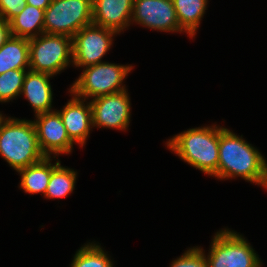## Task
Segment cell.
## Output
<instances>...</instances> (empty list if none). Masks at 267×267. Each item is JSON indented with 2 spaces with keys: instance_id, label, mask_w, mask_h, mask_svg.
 Here are the masks:
<instances>
[{
  "instance_id": "6da1fadb",
  "label": "cell",
  "mask_w": 267,
  "mask_h": 267,
  "mask_svg": "<svg viewBox=\"0 0 267 267\" xmlns=\"http://www.w3.org/2000/svg\"><path fill=\"white\" fill-rule=\"evenodd\" d=\"M236 177L266 189L267 161L242 135L219 126L218 179Z\"/></svg>"
},
{
  "instance_id": "7a4b0ae2",
  "label": "cell",
  "mask_w": 267,
  "mask_h": 267,
  "mask_svg": "<svg viewBox=\"0 0 267 267\" xmlns=\"http://www.w3.org/2000/svg\"><path fill=\"white\" fill-rule=\"evenodd\" d=\"M166 142L181 160L218 179L219 126L187 129Z\"/></svg>"
},
{
  "instance_id": "3957f363",
  "label": "cell",
  "mask_w": 267,
  "mask_h": 267,
  "mask_svg": "<svg viewBox=\"0 0 267 267\" xmlns=\"http://www.w3.org/2000/svg\"><path fill=\"white\" fill-rule=\"evenodd\" d=\"M0 156L19 171L42 160L33 121L6 117L0 124Z\"/></svg>"
},
{
  "instance_id": "277c9868",
  "label": "cell",
  "mask_w": 267,
  "mask_h": 267,
  "mask_svg": "<svg viewBox=\"0 0 267 267\" xmlns=\"http://www.w3.org/2000/svg\"><path fill=\"white\" fill-rule=\"evenodd\" d=\"M133 66L101 62L83 68V72L72 84L69 92L89 100L103 95L118 93L126 89L123 81Z\"/></svg>"
},
{
  "instance_id": "5b68a950",
  "label": "cell",
  "mask_w": 267,
  "mask_h": 267,
  "mask_svg": "<svg viewBox=\"0 0 267 267\" xmlns=\"http://www.w3.org/2000/svg\"><path fill=\"white\" fill-rule=\"evenodd\" d=\"M71 64L73 38L42 33L29 39V70L54 76Z\"/></svg>"
},
{
  "instance_id": "8992f818",
  "label": "cell",
  "mask_w": 267,
  "mask_h": 267,
  "mask_svg": "<svg viewBox=\"0 0 267 267\" xmlns=\"http://www.w3.org/2000/svg\"><path fill=\"white\" fill-rule=\"evenodd\" d=\"M207 259L209 267H262L257 253L239 233L227 228L215 233Z\"/></svg>"
},
{
  "instance_id": "52a82bcc",
  "label": "cell",
  "mask_w": 267,
  "mask_h": 267,
  "mask_svg": "<svg viewBox=\"0 0 267 267\" xmlns=\"http://www.w3.org/2000/svg\"><path fill=\"white\" fill-rule=\"evenodd\" d=\"M93 23L92 0H52L45 9L44 33L71 38Z\"/></svg>"
},
{
  "instance_id": "ba28073f",
  "label": "cell",
  "mask_w": 267,
  "mask_h": 267,
  "mask_svg": "<svg viewBox=\"0 0 267 267\" xmlns=\"http://www.w3.org/2000/svg\"><path fill=\"white\" fill-rule=\"evenodd\" d=\"M116 34L114 30L93 23L83 27L73 37V65L85 68L101 63Z\"/></svg>"
},
{
  "instance_id": "9c48e42d",
  "label": "cell",
  "mask_w": 267,
  "mask_h": 267,
  "mask_svg": "<svg viewBox=\"0 0 267 267\" xmlns=\"http://www.w3.org/2000/svg\"><path fill=\"white\" fill-rule=\"evenodd\" d=\"M127 92L124 90L93 98L90 101L92 127L127 130L131 117V103Z\"/></svg>"
},
{
  "instance_id": "30bf717a",
  "label": "cell",
  "mask_w": 267,
  "mask_h": 267,
  "mask_svg": "<svg viewBox=\"0 0 267 267\" xmlns=\"http://www.w3.org/2000/svg\"><path fill=\"white\" fill-rule=\"evenodd\" d=\"M33 123L41 152L46 157L54 158L61 154H70L74 142L69 138L58 111L53 110L35 115Z\"/></svg>"
},
{
  "instance_id": "8fae6325",
  "label": "cell",
  "mask_w": 267,
  "mask_h": 267,
  "mask_svg": "<svg viewBox=\"0 0 267 267\" xmlns=\"http://www.w3.org/2000/svg\"><path fill=\"white\" fill-rule=\"evenodd\" d=\"M131 22L161 32H183L172 0H134Z\"/></svg>"
},
{
  "instance_id": "7c38bea8",
  "label": "cell",
  "mask_w": 267,
  "mask_h": 267,
  "mask_svg": "<svg viewBox=\"0 0 267 267\" xmlns=\"http://www.w3.org/2000/svg\"><path fill=\"white\" fill-rule=\"evenodd\" d=\"M73 95V96H72ZM72 98L57 110L62 118L69 138L81 147L86 143L92 130V109L90 102L71 93ZM86 102V103H84Z\"/></svg>"
},
{
  "instance_id": "4fadbf2b",
  "label": "cell",
  "mask_w": 267,
  "mask_h": 267,
  "mask_svg": "<svg viewBox=\"0 0 267 267\" xmlns=\"http://www.w3.org/2000/svg\"><path fill=\"white\" fill-rule=\"evenodd\" d=\"M134 0H92L93 24L118 34L129 27Z\"/></svg>"
},
{
  "instance_id": "5bb4252c",
  "label": "cell",
  "mask_w": 267,
  "mask_h": 267,
  "mask_svg": "<svg viewBox=\"0 0 267 267\" xmlns=\"http://www.w3.org/2000/svg\"><path fill=\"white\" fill-rule=\"evenodd\" d=\"M52 77L32 70H27L25 74L21 95L28 100L35 115L53 111V92L49 80Z\"/></svg>"
},
{
  "instance_id": "9a60e30c",
  "label": "cell",
  "mask_w": 267,
  "mask_h": 267,
  "mask_svg": "<svg viewBox=\"0 0 267 267\" xmlns=\"http://www.w3.org/2000/svg\"><path fill=\"white\" fill-rule=\"evenodd\" d=\"M44 14L45 10L27 4L8 22L11 35L26 39L41 35L44 33Z\"/></svg>"
},
{
  "instance_id": "2e32d148",
  "label": "cell",
  "mask_w": 267,
  "mask_h": 267,
  "mask_svg": "<svg viewBox=\"0 0 267 267\" xmlns=\"http://www.w3.org/2000/svg\"><path fill=\"white\" fill-rule=\"evenodd\" d=\"M14 69H29V39L11 35L0 47V75Z\"/></svg>"
},
{
  "instance_id": "e0dca14e",
  "label": "cell",
  "mask_w": 267,
  "mask_h": 267,
  "mask_svg": "<svg viewBox=\"0 0 267 267\" xmlns=\"http://www.w3.org/2000/svg\"><path fill=\"white\" fill-rule=\"evenodd\" d=\"M18 174L21 175L19 187L24 192L45 195L52 174V159L45 156L39 162L19 170Z\"/></svg>"
},
{
  "instance_id": "ac0fdd59",
  "label": "cell",
  "mask_w": 267,
  "mask_h": 267,
  "mask_svg": "<svg viewBox=\"0 0 267 267\" xmlns=\"http://www.w3.org/2000/svg\"><path fill=\"white\" fill-rule=\"evenodd\" d=\"M176 10L180 29L187 33L191 39L196 35L208 0H172Z\"/></svg>"
},
{
  "instance_id": "d6986e66",
  "label": "cell",
  "mask_w": 267,
  "mask_h": 267,
  "mask_svg": "<svg viewBox=\"0 0 267 267\" xmlns=\"http://www.w3.org/2000/svg\"><path fill=\"white\" fill-rule=\"evenodd\" d=\"M77 172L63 167L57 160L52 164V174L43 197L47 199H60L67 197L75 189Z\"/></svg>"
},
{
  "instance_id": "ffe728a7",
  "label": "cell",
  "mask_w": 267,
  "mask_h": 267,
  "mask_svg": "<svg viewBox=\"0 0 267 267\" xmlns=\"http://www.w3.org/2000/svg\"><path fill=\"white\" fill-rule=\"evenodd\" d=\"M113 261L97 243H87L76 251L70 267H113Z\"/></svg>"
},
{
  "instance_id": "44dd1931",
  "label": "cell",
  "mask_w": 267,
  "mask_h": 267,
  "mask_svg": "<svg viewBox=\"0 0 267 267\" xmlns=\"http://www.w3.org/2000/svg\"><path fill=\"white\" fill-rule=\"evenodd\" d=\"M26 70L14 69L0 75V102H9L21 95Z\"/></svg>"
},
{
  "instance_id": "7402d4cb",
  "label": "cell",
  "mask_w": 267,
  "mask_h": 267,
  "mask_svg": "<svg viewBox=\"0 0 267 267\" xmlns=\"http://www.w3.org/2000/svg\"><path fill=\"white\" fill-rule=\"evenodd\" d=\"M170 267H209L205 251L201 247H192L171 262Z\"/></svg>"
},
{
  "instance_id": "603a6c76",
  "label": "cell",
  "mask_w": 267,
  "mask_h": 267,
  "mask_svg": "<svg viewBox=\"0 0 267 267\" xmlns=\"http://www.w3.org/2000/svg\"><path fill=\"white\" fill-rule=\"evenodd\" d=\"M26 5V0H0V16L6 22H9L13 17L20 14Z\"/></svg>"
},
{
  "instance_id": "cb8c5ba5",
  "label": "cell",
  "mask_w": 267,
  "mask_h": 267,
  "mask_svg": "<svg viewBox=\"0 0 267 267\" xmlns=\"http://www.w3.org/2000/svg\"><path fill=\"white\" fill-rule=\"evenodd\" d=\"M11 36L9 23L6 22L1 16H0V47L8 40V38Z\"/></svg>"
},
{
  "instance_id": "d4e9b609",
  "label": "cell",
  "mask_w": 267,
  "mask_h": 267,
  "mask_svg": "<svg viewBox=\"0 0 267 267\" xmlns=\"http://www.w3.org/2000/svg\"><path fill=\"white\" fill-rule=\"evenodd\" d=\"M28 5L45 10L52 0H26Z\"/></svg>"
},
{
  "instance_id": "484cf974",
  "label": "cell",
  "mask_w": 267,
  "mask_h": 267,
  "mask_svg": "<svg viewBox=\"0 0 267 267\" xmlns=\"http://www.w3.org/2000/svg\"><path fill=\"white\" fill-rule=\"evenodd\" d=\"M6 117L3 116V114L0 112V124L2 123V121L5 119Z\"/></svg>"
}]
</instances>
